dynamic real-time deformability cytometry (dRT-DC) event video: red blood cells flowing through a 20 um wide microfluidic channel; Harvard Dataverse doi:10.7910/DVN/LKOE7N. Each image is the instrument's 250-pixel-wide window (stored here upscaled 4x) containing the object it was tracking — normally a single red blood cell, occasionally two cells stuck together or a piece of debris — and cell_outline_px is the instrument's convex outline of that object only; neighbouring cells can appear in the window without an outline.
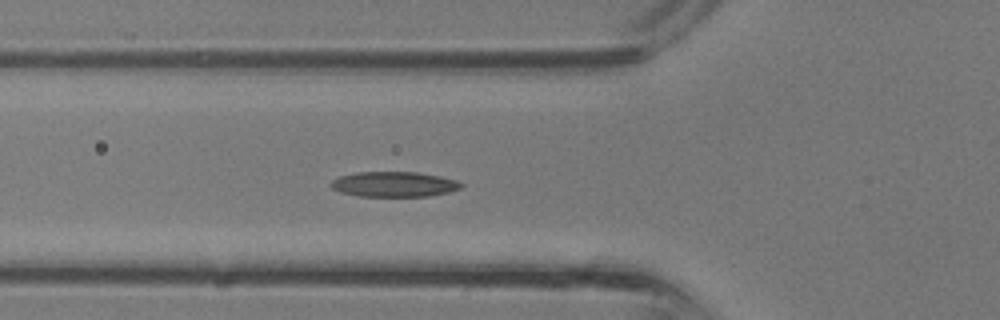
{"species": "common noctule bat (a hibernating species)", "species_latin": "Nyctalus noctula", "temperature_condition": "room temperature", "stored_images_in_passage": 36, "segment_of_instrument_passage": [1, 2], "camera_frame_rate_fps": 3000, "um_per_image_px": 0.085, "animal": {"sex": "male", "body_mass_g": 13.3}, "frame": {"image": 1, "passage_image": 12, "time_ms": 3.667, "image_size_px": [1000, 320], "cell_outline_px": [[464, 184], [460, 188], [448, 192], [428, 196], [360, 196], [340, 192], [332, 188], [328, 184], [332, 180], [340, 176], [356, 172], [416, 172], [440, 176], [456, 180]], "centroid_in_image_um": [33.47, 15.66], "position_along_channel_um": 92.3, "area_um2": 19.07}}
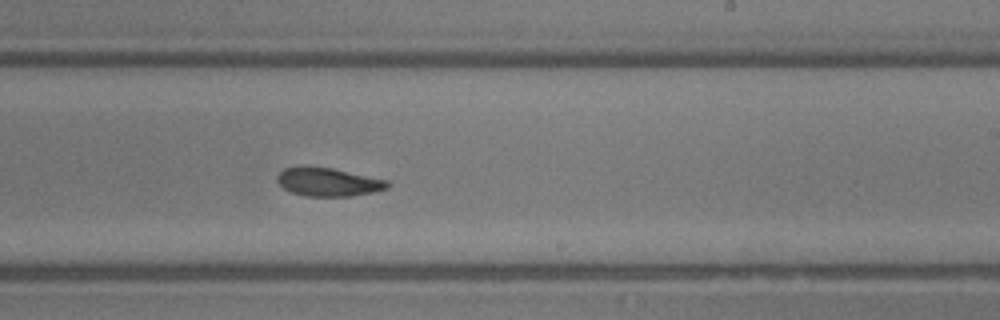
{"frame": {"image": 2, "passage_image": 21, "time_ms": 6.667, "image_size_px": [1000, 320], "cell_outline_px": [[388, 188], [372, 192], [352, 196], [304, 196], [292, 192], [284, 188], [276, 180], [276, 176], [284, 168], [304, 164], [308, 164], [332, 168], [388, 180]], "centroid_in_image_um": [27.84, 15.44], "position_along_channel_um": 261.2, "area_um2": 18.55}}
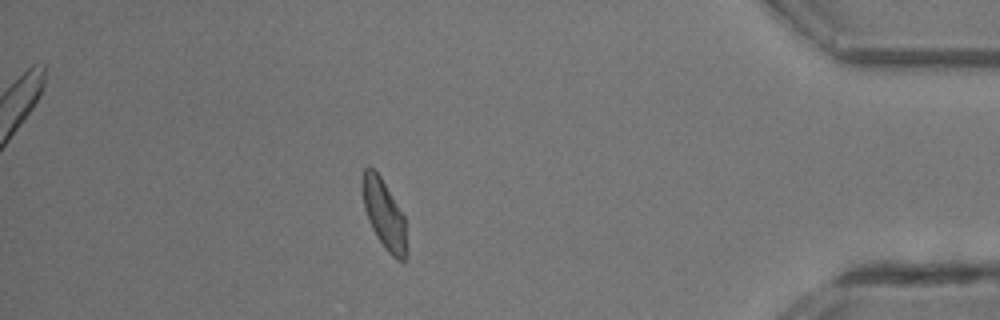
{"frame": {"image": 3, "passage_image": 31, "time_ms": 10.0, "image_size_px": [1000, 320], "cell_outline_px": [[408, 256], [404, 260], [396, 260], [384, 248], [376, 236], [372, 228], [364, 208], [360, 184], [364, 168], [372, 168], [380, 176], [404, 216]], "centroid_in_image_um": [32.64, 18.24], "position_along_channel_um": 402.6, "area_um2": 17.92}}